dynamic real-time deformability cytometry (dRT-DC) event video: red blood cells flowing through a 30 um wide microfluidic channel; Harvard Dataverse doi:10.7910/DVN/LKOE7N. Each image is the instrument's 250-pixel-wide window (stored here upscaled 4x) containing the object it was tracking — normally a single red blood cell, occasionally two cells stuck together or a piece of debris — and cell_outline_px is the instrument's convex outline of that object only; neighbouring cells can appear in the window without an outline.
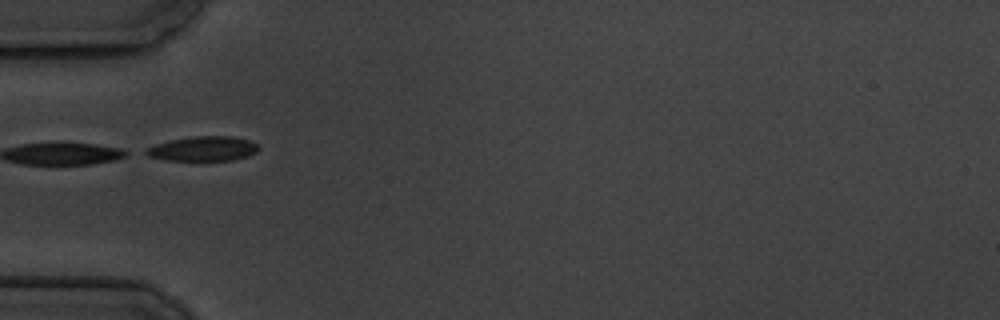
{"species": "common noctule bat (a hibernating species)", "species_latin": "Nyctalus noctula", "temperature_condition": "cold", "stored_images_in_passage": 9, "segment_of_instrument_passage": [2, 2], "camera_frame_rate_fps": 3000, "um_per_image_px": 0.085, "animal": {"sex": "male", "body_mass_g": 19.5, "forearm_length_mm": 54.6}, "frame": {"image": 1, "passage_image": 6, "time_ms": 6.0, "image_size_px": [1000, 320], "cell_outline_px": [[260, 148], [256, 152], [248, 156], [232, 160], [168, 160], [148, 156], [140, 152], [156, 144], [172, 140], [192, 136], [232, 136], [248, 140], [256, 144]], "centroid_in_image_um": [17.25, 12.64], "position_along_channel_um": 67.7, "area_um2": 16.07}}